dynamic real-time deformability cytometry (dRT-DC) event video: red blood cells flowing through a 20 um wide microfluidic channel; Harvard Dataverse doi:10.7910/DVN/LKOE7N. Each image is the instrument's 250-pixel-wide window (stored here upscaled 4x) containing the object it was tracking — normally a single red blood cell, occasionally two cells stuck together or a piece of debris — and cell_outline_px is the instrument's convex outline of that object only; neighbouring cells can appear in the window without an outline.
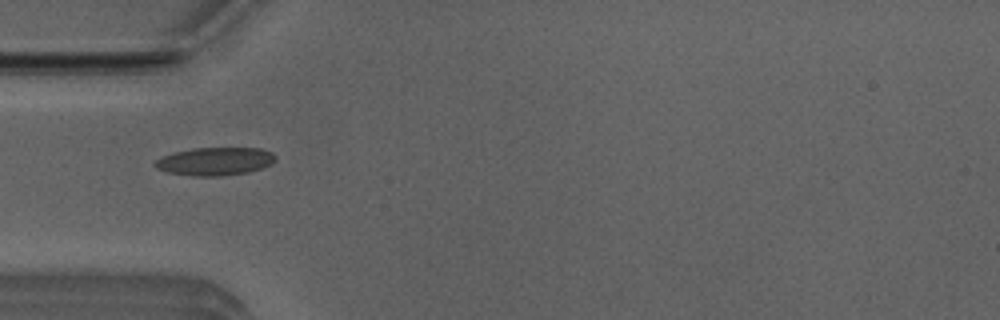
{"species": "Egyptian fruit bat (a non-hibernating species)", "species_latin": "Rousettus aegyptiacus", "temperature_condition": "room temperature", "stored_images_in_passage": 37, "camera_frame_rate_fps": 3000, "um_per_image_px": 0.085, "animal": {"sex": "male"}, "frame": {"image": 1, "passage_image": 1, "time_ms": 0.0, "image_size_px": [1000, 320], "cell_outline_px": [[276, 160], [272, 164], [248, 172], [220, 176], [192, 176], [168, 172], [156, 168], [152, 164], [160, 156], [192, 148], [260, 148], [272, 152], [276, 156]], "centroid_in_image_um": [18.27, 13.71], "position_along_channel_um": 66.7, "area_um2": 19.77}}
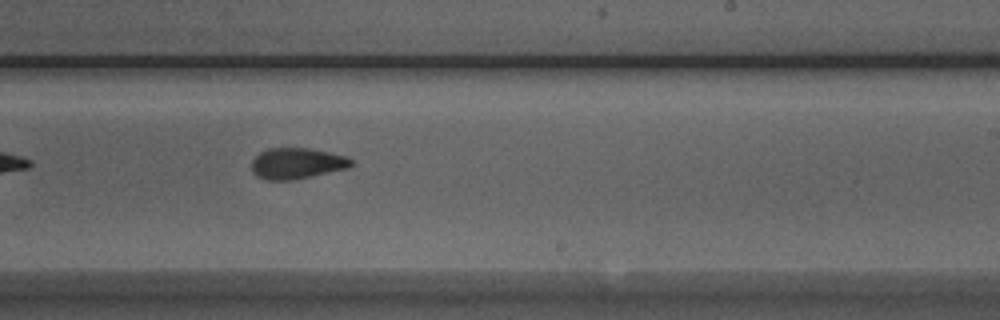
{"frame": {"image": 2, "passage_image": 16, "time_ms": 5.0, "image_size_px": [1000, 320], "cell_outline_px": [[352, 164], [348, 168], [292, 180], [268, 180], [256, 176], [252, 172], [252, 160], [260, 152], [268, 148], [308, 148], [328, 152], [344, 156], [352, 160]], "centroid_in_image_um": [25.19, 13.89], "position_along_channel_um": 263.8, "area_um2": 17.8}}
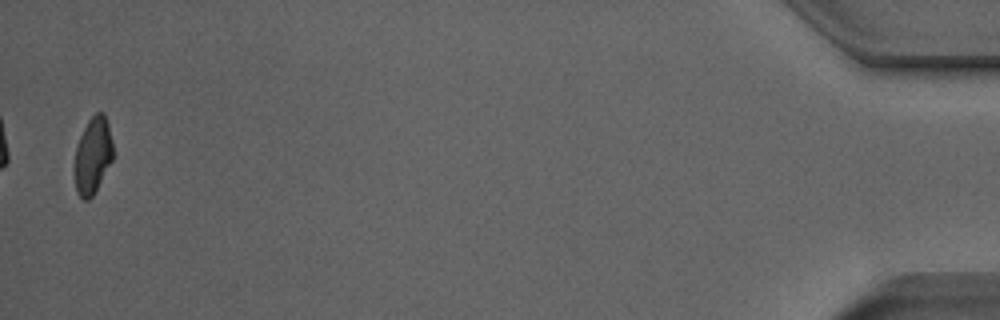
{"frame": {"image": 3, "passage_image": 36, "time_ms": 11.667, "image_size_px": [1000, 320], "cell_outline_px": [[112, 160], [92, 196], [88, 200], [84, 200], [76, 192], [72, 168], [76, 148], [80, 136], [88, 120], [96, 112], [104, 112], [108, 124], [112, 144]], "centroid_in_image_um": [7.84, 13.23], "position_along_channel_um": 427.4, "area_um2": 17.22}, "authors_computed_cell_mechanics": {"area_um2": 18.207, "velocity_mm_per_s": 3.9353, "shape_relaxation_time_tau1_ms": 7.8046, "shape_relaxation_time_tau2_ms": 2.3828, "deformation_change_tau1": 0.1851, "deformation_change_tau2": 0.0923}}